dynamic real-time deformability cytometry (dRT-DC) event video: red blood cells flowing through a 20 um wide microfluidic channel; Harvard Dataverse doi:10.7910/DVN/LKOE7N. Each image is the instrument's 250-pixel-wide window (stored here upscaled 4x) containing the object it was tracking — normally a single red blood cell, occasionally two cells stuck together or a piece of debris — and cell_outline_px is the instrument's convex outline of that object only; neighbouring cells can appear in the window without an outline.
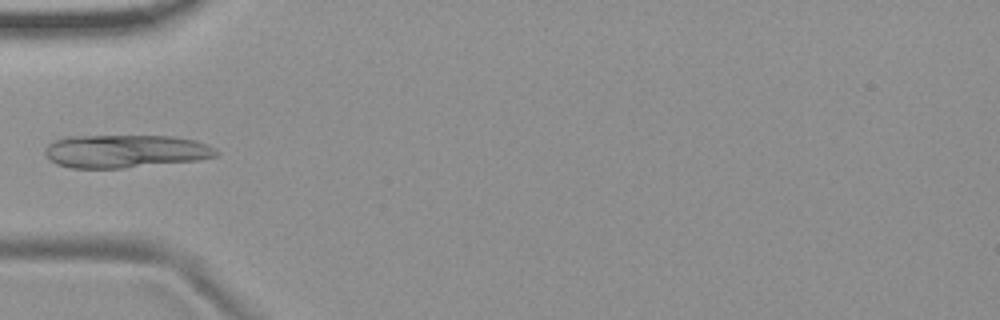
{"species": "common noctule bat (a hibernating species)", "species_latin": "Nyctalus noctula", "temperature_condition": "room temperature", "stored_images_in_passage": 5, "camera_frame_rate_fps": 3000, "um_per_image_px": 0.085, "animal": {"sex": "female", "body_mass_g": 19.9}, "frame": {"image": 1, "passage_image": 4, "time_ms": 3.667, "image_size_px": [1000, 320], "cell_outline_px": [[220, 152], [216, 156], [200, 160], [124, 168], [72, 168], [56, 164], [44, 152], [44, 148], [48, 144], [56, 140], [68, 136], [176, 136], [196, 140], [208, 144], [216, 148]], "centroid_in_image_um": [10.71, 12.85], "position_along_channel_um": 74.3, "area_um2": 33.23}}
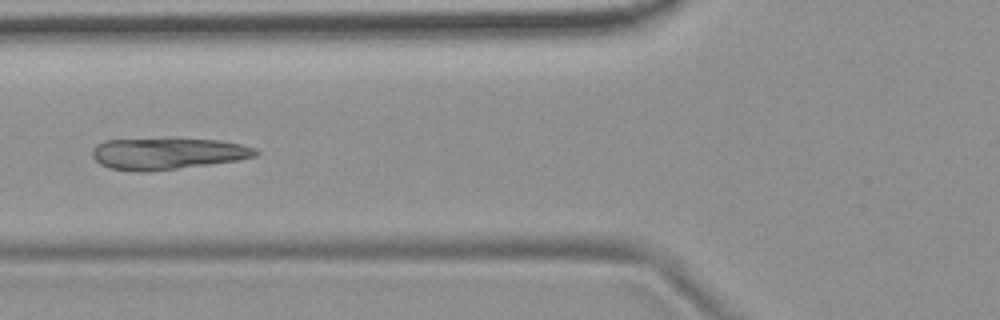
{"frame": {"image": 2, "passage_image": 5, "time_ms": 4.667, "image_size_px": [1000, 320], "cell_outline_px": [[260, 152], [256, 156], [240, 160], [144, 172], [132, 172], [108, 168], [100, 164], [92, 156], [92, 148], [96, 144], [104, 140], [220, 140], [240, 144], [256, 148]], "centroid_in_image_um": [14.22, 13.08], "position_along_channel_um": 111.6, "area_um2": 29.59}}